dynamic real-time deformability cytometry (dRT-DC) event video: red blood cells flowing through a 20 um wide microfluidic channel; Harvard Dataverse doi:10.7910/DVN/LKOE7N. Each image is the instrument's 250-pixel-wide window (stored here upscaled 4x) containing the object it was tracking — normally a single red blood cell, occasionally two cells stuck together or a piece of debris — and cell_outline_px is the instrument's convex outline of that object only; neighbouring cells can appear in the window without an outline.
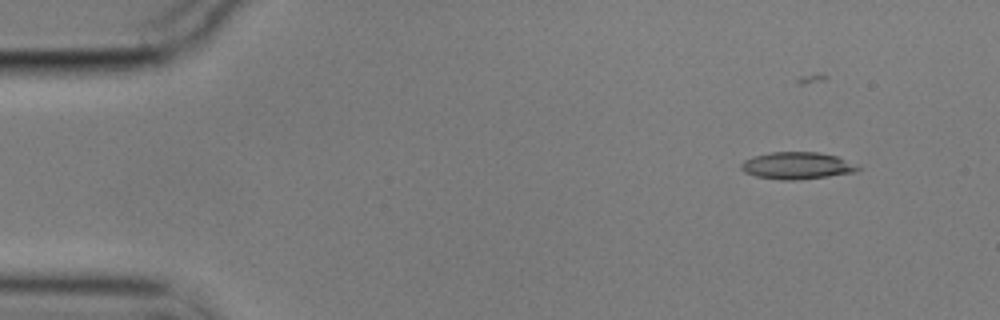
{"species": "common noctule bat (a hibernating species)", "species_latin": "Nyctalus noctula", "temperature_condition": "cold", "stored_images_in_passage": 42, "camera_frame_rate_fps": 3000, "um_per_image_px": 0.085, "animal": {"sex": "male", "body_mass_g": 17.9}, "frame": {"image": 1, "passage_image": 2, "time_ms": 0.333, "image_size_px": [1000, 320], "cell_outline_px": [[864, 168], [856, 172], [828, 176], [796, 180], [780, 180], [756, 176], [744, 172], [740, 168], [740, 164], [744, 160], [752, 156], [772, 152], [820, 152], [836, 156]], "centroid_in_image_um": [67.74, 14.08], "position_along_channel_um": 17.3, "area_um2": 18.5}}
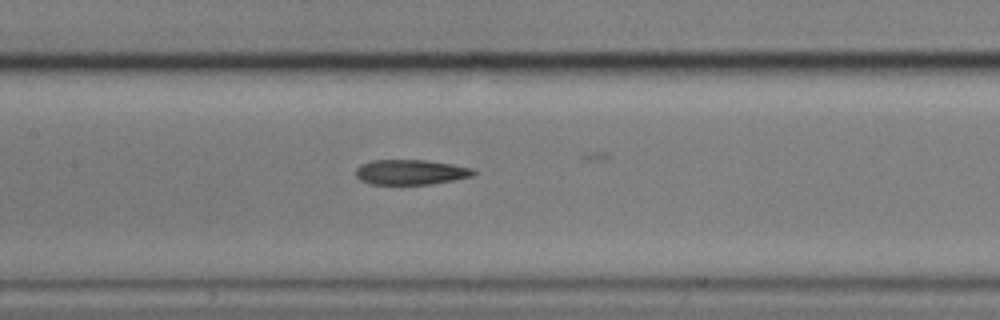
{"frame": {"image": 2, "passage_image": 23, "time_ms": 7.333, "image_size_px": [1000, 320], "cell_outline_px": [[476, 172], [472, 176], [432, 184], [368, 184], [360, 180], [356, 176], [356, 168], [360, 164], [372, 160], [424, 160], [452, 164], [472, 168]], "centroid_in_image_um": [34.87, 14.63], "position_along_channel_um": 172.5, "area_um2": 17.17}}
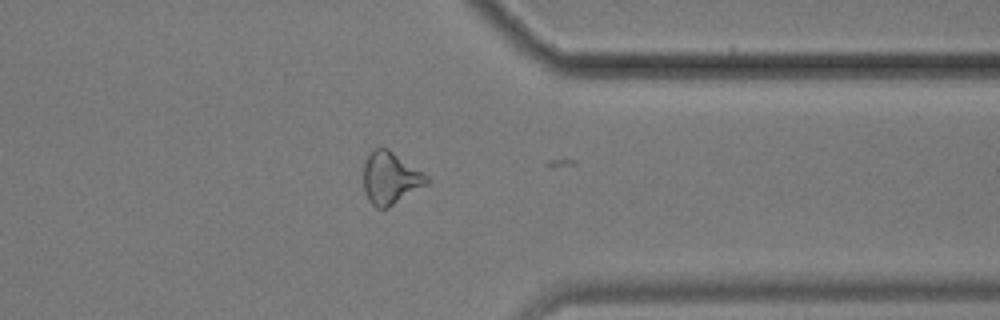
{"frame": {"image": 3, "passage_image": 41, "time_ms": 13.333, "image_size_px": [1000, 320], "cell_outline_px": [[432, 180], [428, 184], [388, 208], [376, 208], [368, 200], [364, 192], [364, 164], [372, 148], [388, 148], [424, 172]], "centroid_in_image_um": [33.21, 15.14], "position_along_channel_um": 378.2, "area_um2": 19.48}, "authors_computed_cell_mechanics": {"area_um2": 18.207, "velocity_mm_per_s": 3.5382, "shape_relaxation_time_tau1_ms": null, "shape_relaxation_time_tau2_ms": 5.9062, "deformation_change_tau1": null, "deformation_change_tau2": 0.1582}}